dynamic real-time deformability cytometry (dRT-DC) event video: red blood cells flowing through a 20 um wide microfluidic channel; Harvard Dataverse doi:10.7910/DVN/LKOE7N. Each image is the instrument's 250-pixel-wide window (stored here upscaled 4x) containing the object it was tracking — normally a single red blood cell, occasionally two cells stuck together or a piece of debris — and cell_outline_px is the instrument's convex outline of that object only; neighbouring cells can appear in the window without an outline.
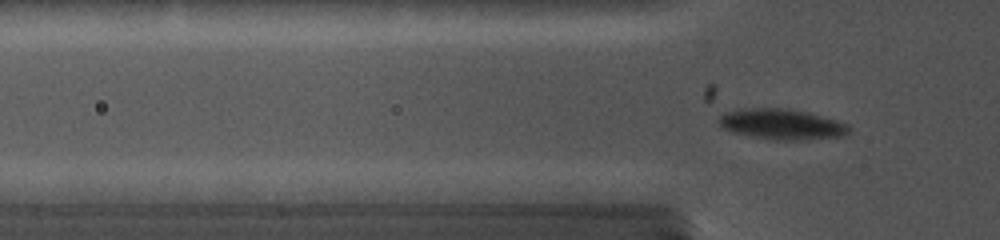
{"species": "common noctule bat (a hibernating species)", "species_latin": "Nyctalus noctula", "temperature_condition": "cold", "stored_images_in_passage": 95, "camera_frame_rate_fps": 5000, "um_per_image_px": 0.085, "animal": {"sex": "female", "body_mass_g": 19.0, "forearm_length_mm": 56.7}, "frame": {"image": 1, "passage_image": 28, "time_ms": 4.2, "image_size_px": [1000, 240], "cell_outline_px": [[852, 128], [844, 136], [796, 140], [776, 140], [752, 136], [732, 132], [724, 128], [720, 124], [720, 116], [728, 112], [744, 108], [788, 108], [808, 112], [836, 120], [848, 124]], "centroid_in_image_um": [66.5, 10.55], "position_along_channel_um": 59.3, "area_um2": 22.95}}
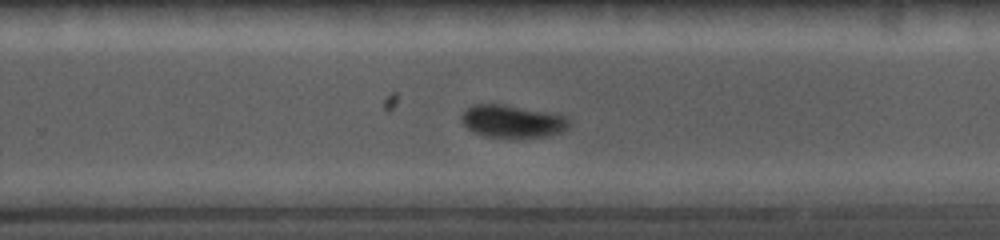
{"frame": {"image": 2, "passage_image": 59, "time_ms": 10.2, "image_size_px": [1000, 240], "cell_outline_px": [[572, 124], [564, 132], [548, 136], [488, 136], [472, 132], [464, 124], [460, 116], [468, 108], [476, 104], [500, 104], [544, 112], [564, 116]], "centroid_in_image_um": [43.56, 10.31], "position_along_channel_um": 286.2, "area_um2": 19.83}}
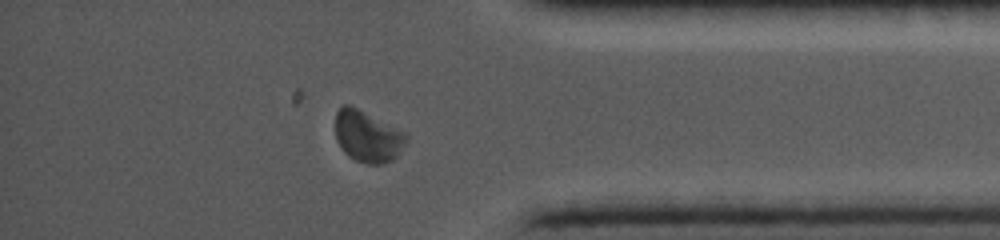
{"frame": {"image": 3, "passage_image": 78, "time_ms": 13.4, "image_size_px": [1000, 240], "cell_outline_px": [[408, 140], [396, 156], [392, 160], [380, 164], [368, 164], [356, 160], [348, 156], [344, 152], [336, 140], [336, 112], [344, 104], [348, 104], [404, 132], [408, 136]], "centroid_in_image_um": [31.23, 11.61], "position_along_channel_um": 404.0, "area_um2": 20.87}}